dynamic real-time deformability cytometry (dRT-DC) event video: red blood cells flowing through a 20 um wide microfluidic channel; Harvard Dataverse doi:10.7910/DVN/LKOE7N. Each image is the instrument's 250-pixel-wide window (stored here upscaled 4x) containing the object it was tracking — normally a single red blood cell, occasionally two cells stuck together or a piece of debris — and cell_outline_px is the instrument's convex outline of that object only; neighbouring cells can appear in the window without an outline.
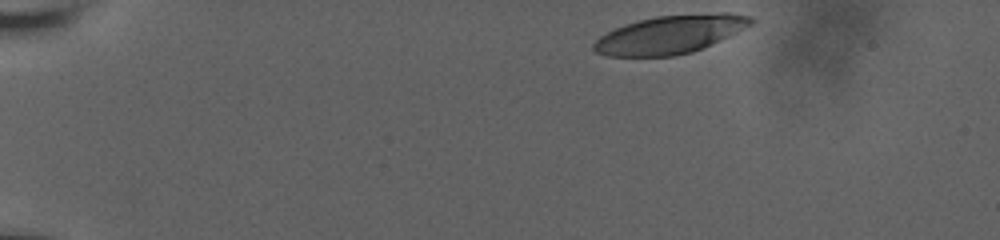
{"species": "human", "species_latin": "Homo sapiens", "temperature_condition": "room temperature", "stored_images_in_passage": 5, "camera_frame_rate_fps": 3000, "um_per_image_px": 0.085, "donor": {"sex": "male"}, "frame": {"image": 1, "passage_image": 1, "time_ms": 0.0, "image_size_px": [1000, 240], "cell_outline_px": [[756, 20], [752, 24], [720, 40], [692, 52], [672, 56], [608, 56], [596, 52], [592, 48], [592, 44], [600, 36], [616, 28], [640, 20], [656, 16], [720, 12], [728, 12], [752, 16]], "centroid_in_image_um": [56.99, 2.92], "position_along_channel_um": 28.0, "area_um2": 34.8}}
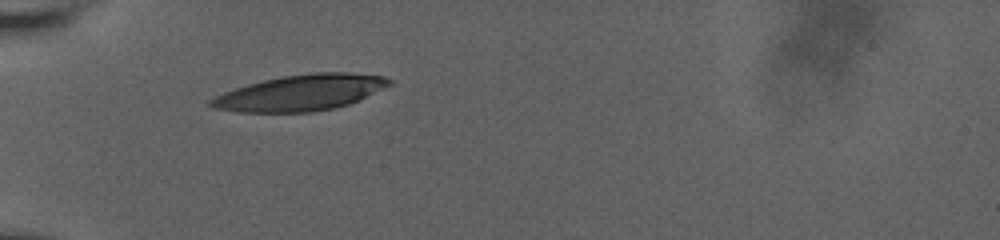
{"frame": {"image": 2, "passage_image": 4, "time_ms": 3.333, "image_size_px": [1000, 240], "cell_outline_px": [[392, 84], [348, 104], [332, 108], [312, 112], [240, 112], [212, 108], [208, 104], [208, 100], [224, 92], [248, 84], [280, 76], [312, 72], [348, 72], [384, 76], [392, 80]], "centroid_in_image_um": [25.52, 7.87], "position_along_channel_um": 59.5, "area_um2": 37.17}}